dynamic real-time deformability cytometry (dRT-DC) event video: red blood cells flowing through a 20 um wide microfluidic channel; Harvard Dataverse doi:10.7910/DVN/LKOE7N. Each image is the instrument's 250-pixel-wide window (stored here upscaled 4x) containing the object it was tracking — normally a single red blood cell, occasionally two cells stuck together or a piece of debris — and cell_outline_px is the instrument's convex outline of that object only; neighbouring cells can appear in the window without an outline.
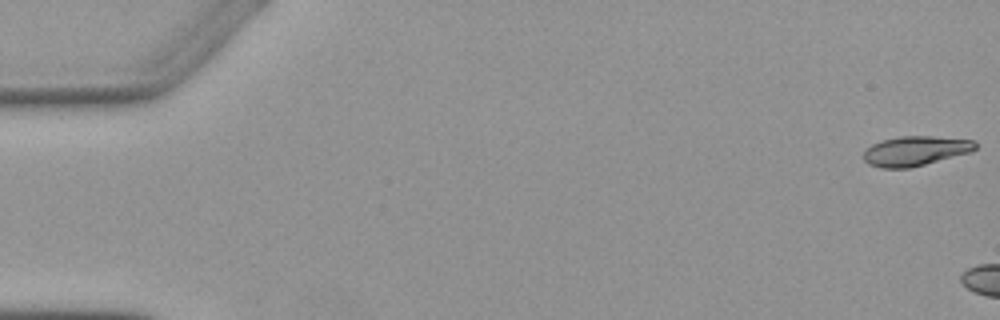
{"species": "Egyptian fruit bat (a non-hibernating species)", "species_latin": "Rousettus aegyptiacus", "temperature_condition": "warm", "stored_images_in_passage": 3, "camera_frame_rate_fps": 3000, "um_per_image_px": 0.085, "animal": {"sex": "female"}, "frame": {"image": 1, "passage_image": 1, "time_ms": 0.0, "image_size_px": [1000, 320], "cell_outline_px": [[976, 148], [972, 152], [908, 168], [880, 168], [868, 164], [864, 160], [864, 152], [872, 144], [884, 140], [900, 136], [932, 136], [976, 140]], "centroid_in_image_um": [77.83, 12.82], "position_along_channel_um": 7.2, "area_um2": 19.25}}